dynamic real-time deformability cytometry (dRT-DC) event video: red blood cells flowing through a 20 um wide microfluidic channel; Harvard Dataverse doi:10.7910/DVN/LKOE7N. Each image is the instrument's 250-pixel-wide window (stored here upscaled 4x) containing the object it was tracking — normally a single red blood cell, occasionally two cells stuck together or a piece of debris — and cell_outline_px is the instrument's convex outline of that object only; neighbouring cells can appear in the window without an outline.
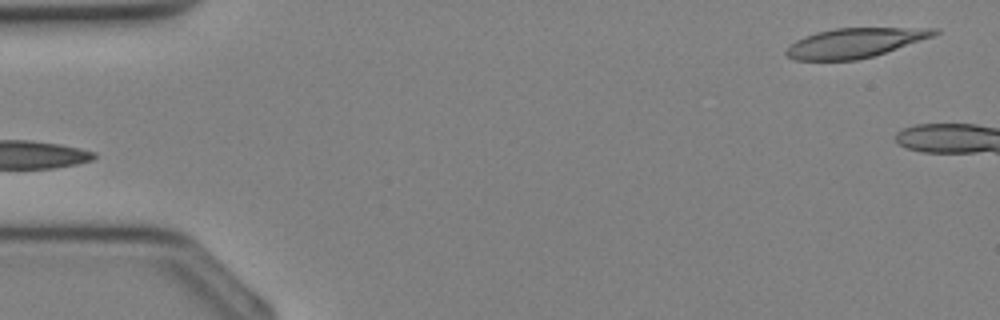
{"species": "Egyptian fruit bat (a non-hibernating species)", "species_latin": "Rousettus aegyptiacus", "temperature_condition": "cold", "stored_images_in_passage": 5, "camera_frame_rate_fps": 3000, "um_per_image_px": 0.085, "animal": {"sex": "female"}, "frame": {"image": 1, "passage_image": 1, "time_ms": 0.0, "image_size_px": [1000, 320], "cell_outline_px": [[940, 32], [932, 36], [872, 56], [856, 60], [796, 60], [788, 56], [784, 52], [796, 40], [804, 36], [816, 32], [836, 28], [940, 28]], "centroid_in_image_um": [72.63, 3.63], "position_along_channel_um": 12.4, "area_um2": 25.03}}